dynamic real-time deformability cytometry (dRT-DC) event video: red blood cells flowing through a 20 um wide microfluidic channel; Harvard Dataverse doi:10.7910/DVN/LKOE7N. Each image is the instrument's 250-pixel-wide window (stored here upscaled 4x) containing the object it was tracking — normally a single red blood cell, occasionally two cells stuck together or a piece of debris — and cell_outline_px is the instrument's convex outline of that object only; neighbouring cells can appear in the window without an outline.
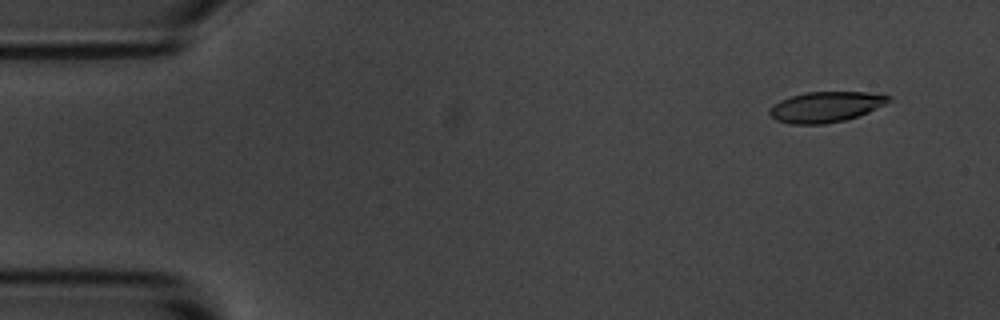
{"species": "common noctule bat (a hibernating species)", "species_latin": "Nyctalus noctula", "temperature_condition": "room temperature", "stored_images_in_passage": 4, "camera_frame_rate_fps": 3000, "um_per_image_px": 0.085, "animal": {"sex": "male", "body_mass_g": 20.1, "forearm_length_mm": 53.5}, "frame": {"image": 1, "passage_image": 1, "time_ms": 0.0, "image_size_px": [1000, 320], "cell_outline_px": [[892, 100], [868, 112], [844, 120], [824, 124], [788, 124], [776, 120], [768, 112], [768, 108], [780, 100], [804, 92], [868, 92], [892, 96]], "centroid_in_image_um": [70.16, 9.08], "position_along_channel_um": 14.8, "area_um2": 21.15}}
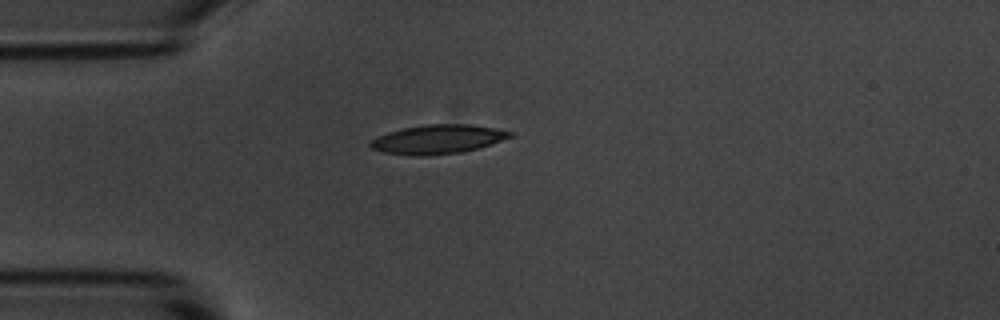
{"frame": {"image": 2, "passage_image": 4, "time_ms": 3.333, "image_size_px": [1000, 320], "cell_outline_px": [[512, 136], [476, 148], [460, 152], [424, 156], [416, 156], [384, 152], [372, 148], [368, 144], [376, 136], [388, 132], [404, 128], [428, 124], [468, 124], [492, 128], [512, 132]], "centroid_in_image_um": [37.14, 11.84], "position_along_channel_um": 47.9, "area_um2": 23.12}}